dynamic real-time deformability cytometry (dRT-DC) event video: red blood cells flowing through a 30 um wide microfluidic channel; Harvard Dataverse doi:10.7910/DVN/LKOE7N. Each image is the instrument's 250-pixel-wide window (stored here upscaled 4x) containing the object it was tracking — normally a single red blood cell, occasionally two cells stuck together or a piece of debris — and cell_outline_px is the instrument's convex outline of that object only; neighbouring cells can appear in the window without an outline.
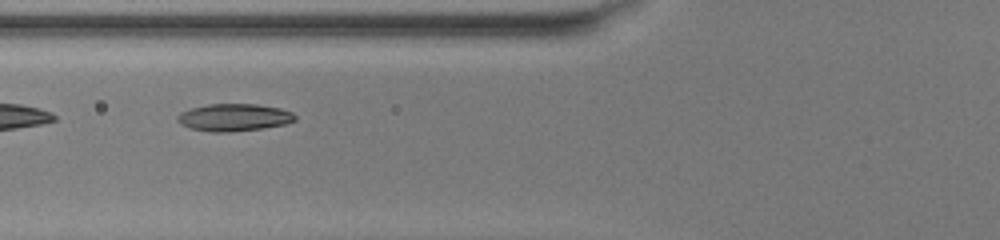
{"species": "common noctule bat (a hibernating species)", "species_latin": "Nyctalus noctula", "temperature_condition": "warm", "stored_images_in_passage": 22, "camera_frame_rate_fps": 3000, "um_per_image_px": 0.085, "animal": {"sex": "female", "body_mass_g": 20.0, "forearm_length_mm": 54.0}, "frame": {"image": 1, "passage_image": 4, "time_ms": 1.0, "image_size_px": [1000, 240], "cell_outline_px": [[296, 120], [284, 124], [264, 128], [228, 132], [212, 132], [188, 128], [180, 124], [176, 120], [176, 116], [180, 112], [192, 108], [208, 104], [256, 104], [280, 108], [292, 112], [296, 116]], "centroid_in_image_um": [19.86, 9.98], "position_along_channel_um": 105.9, "area_um2": 18.84}}
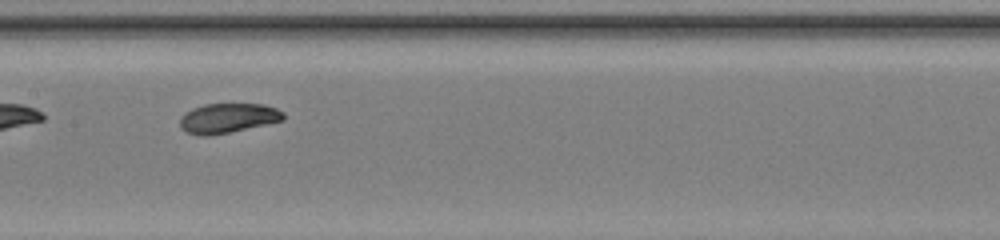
{"frame": {"image": 2, "passage_image": 10, "time_ms": 3.0, "image_size_px": [1000, 240], "cell_outline_px": [[284, 120], [228, 132], [208, 136], [200, 136], [184, 132], [180, 128], [180, 116], [184, 112], [192, 108], [204, 104], [264, 104], [276, 108], [284, 112]], "centroid_in_image_um": [19.31, 10.04], "position_along_channel_um": 188.1, "area_um2": 17.98}}
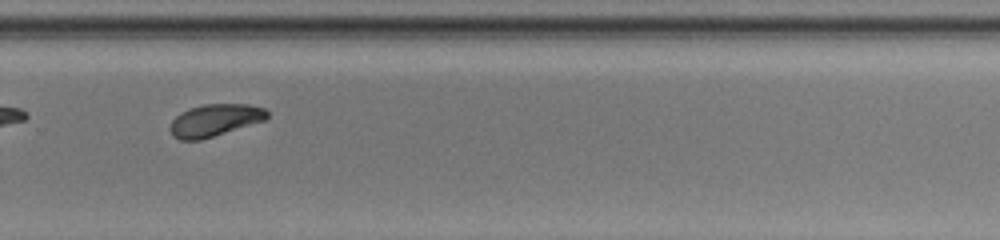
{"frame": {"image": 3, "passage_image": 19, "time_ms": 6.0, "image_size_px": [1000, 240], "cell_outline_px": [[268, 116], [264, 120], [200, 140], [180, 140], [172, 136], [168, 128], [172, 120], [180, 112], [204, 104], [248, 104], [264, 108], [268, 112]], "centroid_in_image_um": [18.21, 10.22], "position_along_channel_um": 311.6, "area_um2": 18.03}}